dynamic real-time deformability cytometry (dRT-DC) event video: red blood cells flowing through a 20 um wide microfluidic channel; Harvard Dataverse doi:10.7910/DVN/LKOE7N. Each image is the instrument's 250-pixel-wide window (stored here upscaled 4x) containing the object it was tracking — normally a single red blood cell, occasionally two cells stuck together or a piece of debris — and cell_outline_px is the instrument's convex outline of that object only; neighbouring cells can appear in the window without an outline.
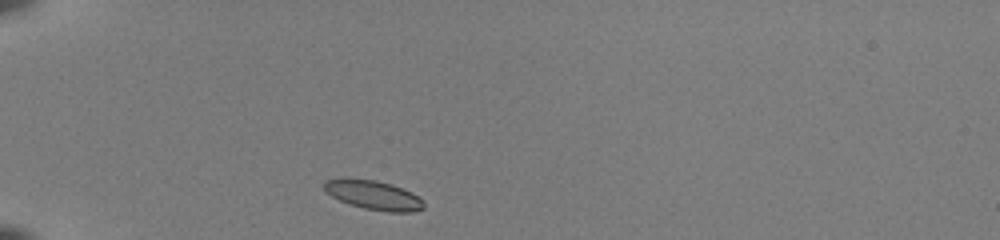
{"species": "common noctule bat (a hibernating species)", "species_latin": "Nyctalus noctula", "temperature_condition": "room temperature", "stored_images_in_passage": 37, "camera_frame_rate_fps": 3000, "um_per_image_px": 0.085, "animal": {"sex": "female", "body_mass_g": 22.0, "forearm_length_mm": 56.7}, "frame": {"image": 1, "passage_image": 1, "time_ms": 0.0, "image_size_px": [1000, 240], "cell_outline_px": [[424, 208], [412, 212], [388, 212], [364, 208], [340, 200], [324, 192], [324, 180], [344, 176], [376, 180], [392, 184], [412, 192], [420, 196], [424, 200]], "centroid_in_image_um": [31.74, 16.54], "position_along_channel_um": 53.3, "area_um2": 17.4}}
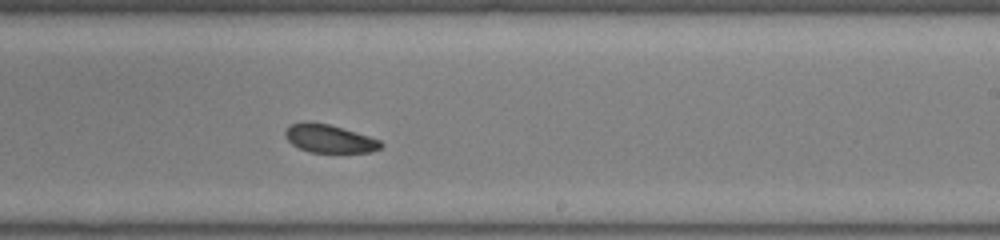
{"frame": {"image": 2, "passage_image": 19, "time_ms": 6.0, "image_size_px": [1000, 240], "cell_outline_px": [[384, 144], [380, 148], [372, 152], [308, 152], [292, 144], [284, 136], [284, 132], [292, 124], [304, 120], [308, 120], [328, 124], [368, 136], [380, 140]], "centroid_in_image_um": [27.97, 11.77], "position_along_channel_um": 261.0, "area_um2": 15.66}}
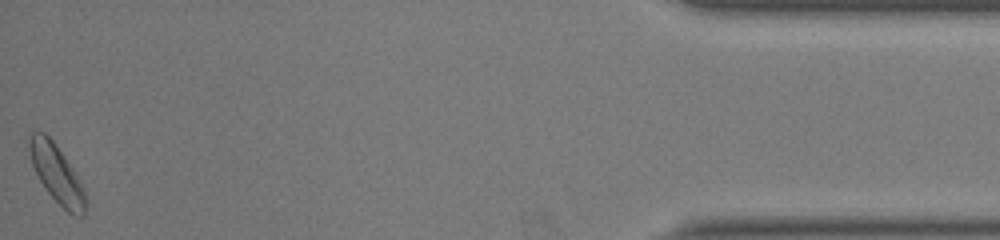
{"frame": {"image": 3, "passage_image": 37, "time_ms": 12.0, "image_size_px": [1000, 240], "cell_outline_px": [[84, 216], [72, 216], [48, 192], [40, 180], [32, 164], [28, 148], [28, 136], [32, 132], [44, 132], [52, 140], [72, 168], [84, 192]], "centroid_in_image_um": [4.77, 14.74], "position_along_channel_um": 430.4, "area_um2": 18.26}, "authors_computed_cell_mechanics": {"area_um2": 17.051, "velocity_mm_per_s": 3.9445, "shape_relaxation_time_tau1_ms": 1.5188, "shape_relaxation_time_tau2_ms": 4.0397, "deformation_change_tau1": 0.0413, "deformation_change_tau2": 0.0921}}